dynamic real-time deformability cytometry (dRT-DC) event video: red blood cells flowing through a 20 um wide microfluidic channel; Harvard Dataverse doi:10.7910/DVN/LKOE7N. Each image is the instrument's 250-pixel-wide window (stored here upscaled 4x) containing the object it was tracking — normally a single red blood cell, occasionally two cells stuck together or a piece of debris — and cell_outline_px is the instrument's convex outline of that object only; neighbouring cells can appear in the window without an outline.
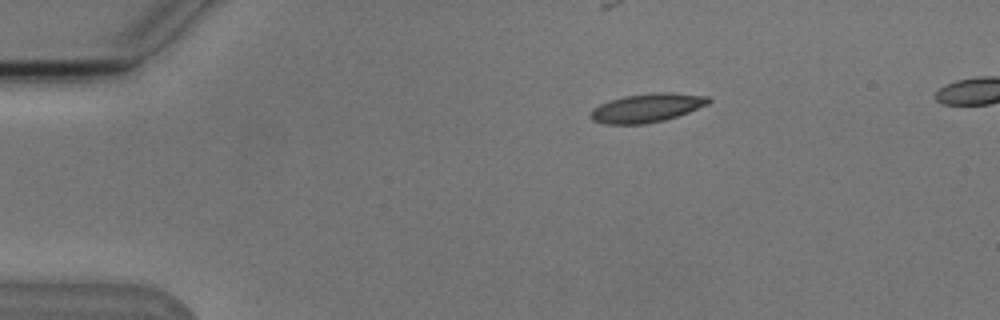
{"species": "Egyptian fruit bat (a non-hibernating species)", "species_latin": "Rousettus aegyptiacus", "temperature_condition": "cold", "stored_images_in_passage": 3, "segment_of_instrument_passage": [1, 2], "camera_frame_rate_fps": 3000, "um_per_image_px": 0.085, "animal": {"sex": "male"}, "frame": {"image": 1, "passage_image": 1, "time_ms": 0.0, "image_size_px": [1000, 320], "cell_outline_px": [[712, 100], [708, 104], [688, 112], [664, 120], [644, 124], [604, 124], [592, 120], [588, 116], [592, 108], [600, 104], [624, 96], [656, 92], [668, 92], [708, 96]], "centroid_in_image_um": [54.96, 9.17], "position_along_channel_um": 30.0, "area_um2": 19.71}}